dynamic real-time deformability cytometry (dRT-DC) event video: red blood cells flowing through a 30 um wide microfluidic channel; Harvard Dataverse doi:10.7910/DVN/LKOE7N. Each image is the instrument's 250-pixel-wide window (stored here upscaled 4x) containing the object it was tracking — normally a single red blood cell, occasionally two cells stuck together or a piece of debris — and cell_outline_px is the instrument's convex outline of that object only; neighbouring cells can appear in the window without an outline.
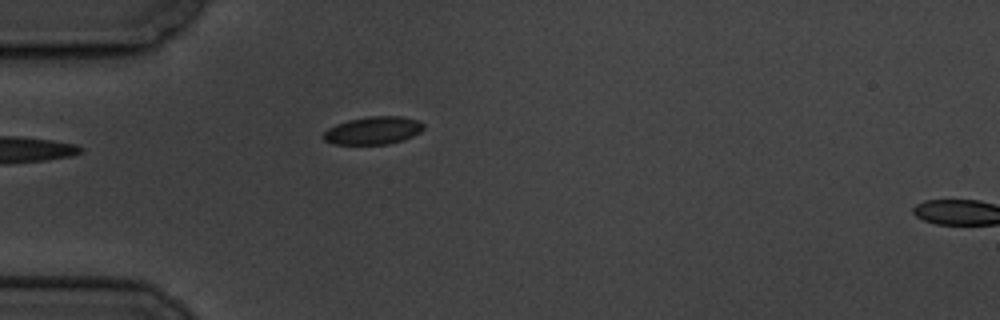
{"species": "common noctule bat (a hibernating species)", "species_latin": "Nyctalus noctula", "temperature_condition": "cold", "stored_images_in_passage": 4, "camera_frame_rate_fps": 3000, "um_per_image_px": 0.085, "animal": {"sex": "male", "body_mass_g": 19.5, "forearm_length_mm": 54.6}, "frame": {"image": 1, "passage_image": 4, "time_ms": 3.333, "image_size_px": [1000, 320], "cell_outline_px": [[424, 128], [420, 132], [412, 136], [388, 144], [332, 144], [324, 140], [320, 136], [328, 128], [336, 124], [348, 120], [368, 116], [400, 116], [420, 120], [424, 124]], "centroid_in_image_um": [31.69, 11.08], "position_along_channel_um": 53.3, "area_um2": 16.3}}